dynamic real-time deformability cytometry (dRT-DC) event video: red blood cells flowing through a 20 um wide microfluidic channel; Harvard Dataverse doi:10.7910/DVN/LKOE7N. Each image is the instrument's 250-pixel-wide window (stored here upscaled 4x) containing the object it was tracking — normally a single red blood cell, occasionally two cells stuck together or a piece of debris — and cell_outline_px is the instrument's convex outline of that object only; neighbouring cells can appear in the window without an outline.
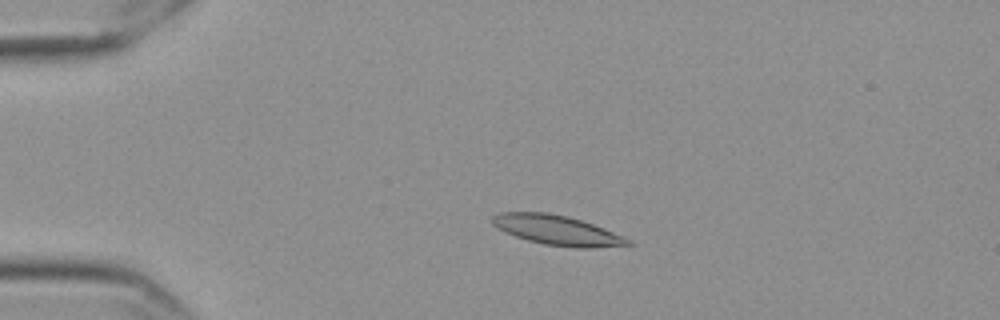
{"species": "Egyptian fruit bat (a non-hibernating species)", "species_latin": "Rousettus aegyptiacus", "temperature_condition": "cold", "stored_images_in_passage": 56, "camera_frame_rate_fps": 3000, "um_per_image_px": 0.085, "frame": {"image": 1, "passage_image": 12, "time_ms": 3.667, "image_size_px": [1000, 320], "cell_outline_px": [[636, 244], [592, 248], [576, 248], [544, 244], [528, 240], [504, 232], [496, 228], [492, 224], [492, 216], [500, 212], [548, 212], [568, 216], [604, 228], [624, 236], [632, 240]], "centroid_in_image_um": [47.37, 19.57], "position_along_channel_um": 37.6, "area_um2": 23.64}}
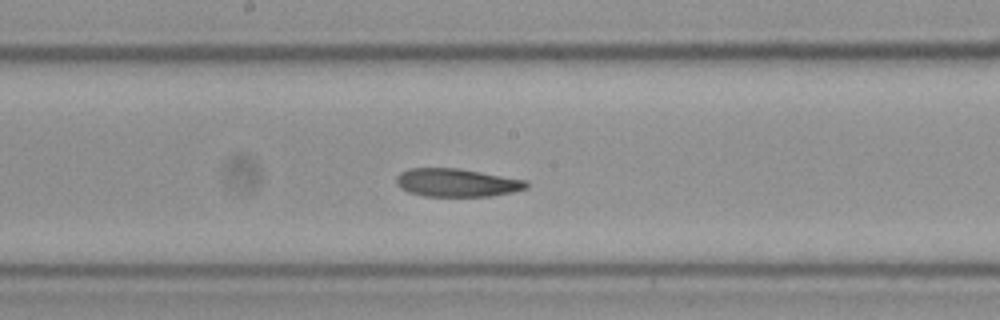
{"frame": {"image": 2, "passage_image": 30, "time_ms": 9.667, "image_size_px": [1000, 320], "cell_outline_px": [[528, 188], [512, 192], [492, 196], [424, 196], [408, 192], [400, 188], [396, 184], [396, 176], [400, 172], [408, 168], [456, 168], [528, 180]], "centroid_in_image_um": [38.81, 15.53], "position_along_channel_um": 209.4, "area_um2": 21.44}}
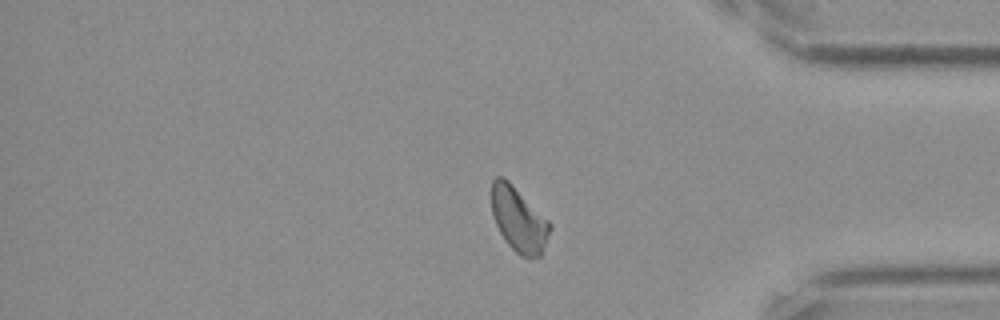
{"frame": {"image": 3, "passage_image": 47, "time_ms": 15.333, "image_size_px": [1000, 320], "cell_outline_px": [[552, 228], [540, 256], [520, 256], [504, 240], [496, 224], [492, 212], [492, 180], [496, 176], [504, 176], [552, 224]], "centroid_in_image_um": [44.08, 18.64], "position_along_channel_um": 391.1, "area_um2": 21.68}}